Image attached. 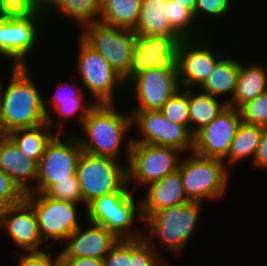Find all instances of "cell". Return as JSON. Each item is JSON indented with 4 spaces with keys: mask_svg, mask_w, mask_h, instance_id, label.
I'll list each match as a JSON object with an SVG mask.
<instances>
[{
    "mask_svg": "<svg viewBox=\"0 0 267 266\" xmlns=\"http://www.w3.org/2000/svg\"><path fill=\"white\" fill-rule=\"evenodd\" d=\"M11 70L12 75L5 90L0 83V110L6 134L46 122L56 129L47 104L32 80L28 65L12 66Z\"/></svg>",
    "mask_w": 267,
    "mask_h": 266,
    "instance_id": "1",
    "label": "cell"
},
{
    "mask_svg": "<svg viewBox=\"0 0 267 266\" xmlns=\"http://www.w3.org/2000/svg\"><path fill=\"white\" fill-rule=\"evenodd\" d=\"M115 106L95 103L88 111L81 125L85 137H77L82 151L118 160L121 144L132 126V116L121 114Z\"/></svg>",
    "mask_w": 267,
    "mask_h": 266,
    "instance_id": "2",
    "label": "cell"
},
{
    "mask_svg": "<svg viewBox=\"0 0 267 266\" xmlns=\"http://www.w3.org/2000/svg\"><path fill=\"white\" fill-rule=\"evenodd\" d=\"M132 194L131 190L117 191L96 198L85 208L88 223L102 225L118 239L144 237L143 231L132 226L137 217L143 221L141 201L137 203Z\"/></svg>",
    "mask_w": 267,
    "mask_h": 266,
    "instance_id": "3",
    "label": "cell"
},
{
    "mask_svg": "<svg viewBox=\"0 0 267 266\" xmlns=\"http://www.w3.org/2000/svg\"><path fill=\"white\" fill-rule=\"evenodd\" d=\"M180 160L178 170L190 201L203 203L225 194L229 170L223 160L201 157L193 152Z\"/></svg>",
    "mask_w": 267,
    "mask_h": 266,
    "instance_id": "4",
    "label": "cell"
},
{
    "mask_svg": "<svg viewBox=\"0 0 267 266\" xmlns=\"http://www.w3.org/2000/svg\"><path fill=\"white\" fill-rule=\"evenodd\" d=\"M117 161L111 157L96 156L82 151L76 174L86 207L103 195L131 189L127 185L126 167H122Z\"/></svg>",
    "mask_w": 267,
    "mask_h": 266,
    "instance_id": "5",
    "label": "cell"
},
{
    "mask_svg": "<svg viewBox=\"0 0 267 266\" xmlns=\"http://www.w3.org/2000/svg\"><path fill=\"white\" fill-rule=\"evenodd\" d=\"M202 205V202L189 201L170 206L151 214L144 223L152 232L151 237L157 236L159 245L178 254L193 234Z\"/></svg>",
    "mask_w": 267,
    "mask_h": 266,
    "instance_id": "6",
    "label": "cell"
},
{
    "mask_svg": "<svg viewBox=\"0 0 267 266\" xmlns=\"http://www.w3.org/2000/svg\"><path fill=\"white\" fill-rule=\"evenodd\" d=\"M127 144L128 186L132 181H135L137 185H149L179 168V153L183 152L176 148L134 143L132 139Z\"/></svg>",
    "mask_w": 267,
    "mask_h": 266,
    "instance_id": "7",
    "label": "cell"
},
{
    "mask_svg": "<svg viewBox=\"0 0 267 266\" xmlns=\"http://www.w3.org/2000/svg\"><path fill=\"white\" fill-rule=\"evenodd\" d=\"M62 124L64 122L60 123V127L57 128L59 131L56 130L57 134L48 143L38 162L37 185L32 187V193H44L57 181L71 180V176L76 173L82 149L76 135L67 136V139L62 138Z\"/></svg>",
    "mask_w": 267,
    "mask_h": 266,
    "instance_id": "8",
    "label": "cell"
},
{
    "mask_svg": "<svg viewBox=\"0 0 267 266\" xmlns=\"http://www.w3.org/2000/svg\"><path fill=\"white\" fill-rule=\"evenodd\" d=\"M135 31L100 21L82 27L80 38L98 52L123 78L128 74Z\"/></svg>",
    "mask_w": 267,
    "mask_h": 266,
    "instance_id": "9",
    "label": "cell"
},
{
    "mask_svg": "<svg viewBox=\"0 0 267 266\" xmlns=\"http://www.w3.org/2000/svg\"><path fill=\"white\" fill-rule=\"evenodd\" d=\"M79 40L77 73L81 76L83 89L86 87L85 89L89 90L91 97L96 99V104L115 103L114 93H117L119 88L126 90L123 77L98 52L81 38Z\"/></svg>",
    "mask_w": 267,
    "mask_h": 266,
    "instance_id": "10",
    "label": "cell"
},
{
    "mask_svg": "<svg viewBox=\"0 0 267 266\" xmlns=\"http://www.w3.org/2000/svg\"><path fill=\"white\" fill-rule=\"evenodd\" d=\"M25 200L37 215L39 234L43 242H48L49 239L65 241L81 226L77 217V203L32 192L25 194Z\"/></svg>",
    "mask_w": 267,
    "mask_h": 266,
    "instance_id": "11",
    "label": "cell"
},
{
    "mask_svg": "<svg viewBox=\"0 0 267 266\" xmlns=\"http://www.w3.org/2000/svg\"><path fill=\"white\" fill-rule=\"evenodd\" d=\"M183 38L180 35H141L135 33L132 60L128 74L123 78L127 83L139 72L151 68L177 70L178 51Z\"/></svg>",
    "mask_w": 267,
    "mask_h": 266,
    "instance_id": "12",
    "label": "cell"
},
{
    "mask_svg": "<svg viewBox=\"0 0 267 266\" xmlns=\"http://www.w3.org/2000/svg\"><path fill=\"white\" fill-rule=\"evenodd\" d=\"M132 126L143 136L134 143L153 144L176 148L182 152H193L194 135L189 125H177L165 118L160 110L130 111Z\"/></svg>",
    "mask_w": 267,
    "mask_h": 266,
    "instance_id": "13",
    "label": "cell"
},
{
    "mask_svg": "<svg viewBox=\"0 0 267 266\" xmlns=\"http://www.w3.org/2000/svg\"><path fill=\"white\" fill-rule=\"evenodd\" d=\"M125 86L127 94L132 93V98L138 100L137 106L132 107L131 111L160 110L164 103L181 88L177 70L154 68L139 72Z\"/></svg>",
    "mask_w": 267,
    "mask_h": 266,
    "instance_id": "14",
    "label": "cell"
},
{
    "mask_svg": "<svg viewBox=\"0 0 267 266\" xmlns=\"http://www.w3.org/2000/svg\"><path fill=\"white\" fill-rule=\"evenodd\" d=\"M45 20L48 22L46 17L0 19V56L11 58L13 66L28 65L26 57L34 53L35 44L40 41L39 36L43 35L42 26L45 25L42 24Z\"/></svg>",
    "mask_w": 267,
    "mask_h": 266,
    "instance_id": "15",
    "label": "cell"
},
{
    "mask_svg": "<svg viewBox=\"0 0 267 266\" xmlns=\"http://www.w3.org/2000/svg\"><path fill=\"white\" fill-rule=\"evenodd\" d=\"M241 122L239 109L227 105L209 125L194 135L193 153L224 160Z\"/></svg>",
    "mask_w": 267,
    "mask_h": 266,
    "instance_id": "16",
    "label": "cell"
},
{
    "mask_svg": "<svg viewBox=\"0 0 267 266\" xmlns=\"http://www.w3.org/2000/svg\"><path fill=\"white\" fill-rule=\"evenodd\" d=\"M205 39V37H201L181 41L177 62L181 88L198 89L206 81L215 64L220 60L219 58L222 57L218 55L219 53H214L212 47L209 48L208 41L205 42Z\"/></svg>",
    "mask_w": 267,
    "mask_h": 266,
    "instance_id": "17",
    "label": "cell"
},
{
    "mask_svg": "<svg viewBox=\"0 0 267 266\" xmlns=\"http://www.w3.org/2000/svg\"><path fill=\"white\" fill-rule=\"evenodd\" d=\"M146 234L137 239H119L102 259L103 266H169Z\"/></svg>",
    "mask_w": 267,
    "mask_h": 266,
    "instance_id": "18",
    "label": "cell"
},
{
    "mask_svg": "<svg viewBox=\"0 0 267 266\" xmlns=\"http://www.w3.org/2000/svg\"><path fill=\"white\" fill-rule=\"evenodd\" d=\"M2 228L11 240L26 252L43 250L39 248L43 241L39 234L37 215L25 199L8 208L1 224Z\"/></svg>",
    "mask_w": 267,
    "mask_h": 266,
    "instance_id": "19",
    "label": "cell"
},
{
    "mask_svg": "<svg viewBox=\"0 0 267 266\" xmlns=\"http://www.w3.org/2000/svg\"><path fill=\"white\" fill-rule=\"evenodd\" d=\"M87 230L79 227L66 240L68 245L60 251L61 258H99L103 259L119 240L102 225L90 223Z\"/></svg>",
    "mask_w": 267,
    "mask_h": 266,
    "instance_id": "20",
    "label": "cell"
},
{
    "mask_svg": "<svg viewBox=\"0 0 267 266\" xmlns=\"http://www.w3.org/2000/svg\"><path fill=\"white\" fill-rule=\"evenodd\" d=\"M147 188L144 199H140L143 221L159 210L190 201L184 191L179 170L149 184Z\"/></svg>",
    "mask_w": 267,
    "mask_h": 266,
    "instance_id": "21",
    "label": "cell"
},
{
    "mask_svg": "<svg viewBox=\"0 0 267 266\" xmlns=\"http://www.w3.org/2000/svg\"><path fill=\"white\" fill-rule=\"evenodd\" d=\"M37 168L38 163L26 157L8 135L0 139V169L25 194L33 187L29 180H37Z\"/></svg>",
    "mask_w": 267,
    "mask_h": 266,
    "instance_id": "22",
    "label": "cell"
},
{
    "mask_svg": "<svg viewBox=\"0 0 267 266\" xmlns=\"http://www.w3.org/2000/svg\"><path fill=\"white\" fill-rule=\"evenodd\" d=\"M267 90V67L259 64H242L237 76L236 88L227 104L239 109Z\"/></svg>",
    "mask_w": 267,
    "mask_h": 266,
    "instance_id": "23",
    "label": "cell"
},
{
    "mask_svg": "<svg viewBox=\"0 0 267 266\" xmlns=\"http://www.w3.org/2000/svg\"><path fill=\"white\" fill-rule=\"evenodd\" d=\"M239 70V61L228 56L226 58H220L206 81L198 89L217 98L228 94L229 99L224 100L228 104L236 88Z\"/></svg>",
    "mask_w": 267,
    "mask_h": 266,
    "instance_id": "24",
    "label": "cell"
},
{
    "mask_svg": "<svg viewBox=\"0 0 267 266\" xmlns=\"http://www.w3.org/2000/svg\"><path fill=\"white\" fill-rule=\"evenodd\" d=\"M135 33L141 35H179L168 21V0H142Z\"/></svg>",
    "mask_w": 267,
    "mask_h": 266,
    "instance_id": "25",
    "label": "cell"
},
{
    "mask_svg": "<svg viewBox=\"0 0 267 266\" xmlns=\"http://www.w3.org/2000/svg\"><path fill=\"white\" fill-rule=\"evenodd\" d=\"M55 9L58 10L57 13L73 18L82 29V26L99 21L101 0H44L41 10L45 17L50 15V10L56 12Z\"/></svg>",
    "mask_w": 267,
    "mask_h": 266,
    "instance_id": "26",
    "label": "cell"
},
{
    "mask_svg": "<svg viewBox=\"0 0 267 266\" xmlns=\"http://www.w3.org/2000/svg\"><path fill=\"white\" fill-rule=\"evenodd\" d=\"M218 100L220 99L200 89H189V124H191L189 129L193 135L204 126L209 125L221 110L227 106L225 101L222 100L220 103Z\"/></svg>",
    "mask_w": 267,
    "mask_h": 266,
    "instance_id": "27",
    "label": "cell"
},
{
    "mask_svg": "<svg viewBox=\"0 0 267 266\" xmlns=\"http://www.w3.org/2000/svg\"><path fill=\"white\" fill-rule=\"evenodd\" d=\"M68 82H62L58 83L55 94L49 98L51 107L53 106V110L58 114V117H60L61 121H65L66 119H71V117H74L76 115V112L79 113V116L77 115V118H79V122L82 124L84 118L86 117L88 111L93 107L95 102H91L90 104L84 103V96L85 92L83 88L79 87L76 83L72 84L71 88L74 90H70L68 87L65 88L63 85H68ZM75 86V87H74ZM62 87V88H61ZM64 87V90H63ZM74 87V88H73ZM76 87H79L76 89ZM61 88V89H59ZM66 89L70 91H66ZM63 91V92H62ZM78 91V92H76ZM87 105V106H86Z\"/></svg>",
    "mask_w": 267,
    "mask_h": 266,
    "instance_id": "28",
    "label": "cell"
},
{
    "mask_svg": "<svg viewBox=\"0 0 267 266\" xmlns=\"http://www.w3.org/2000/svg\"><path fill=\"white\" fill-rule=\"evenodd\" d=\"M50 131L51 127L46 122L35 127L16 129L7 135L26 157L38 163L45 152L46 146L56 135Z\"/></svg>",
    "mask_w": 267,
    "mask_h": 266,
    "instance_id": "29",
    "label": "cell"
},
{
    "mask_svg": "<svg viewBox=\"0 0 267 266\" xmlns=\"http://www.w3.org/2000/svg\"><path fill=\"white\" fill-rule=\"evenodd\" d=\"M142 0H101L99 21L116 27L135 29Z\"/></svg>",
    "mask_w": 267,
    "mask_h": 266,
    "instance_id": "30",
    "label": "cell"
},
{
    "mask_svg": "<svg viewBox=\"0 0 267 266\" xmlns=\"http://www.w3.org/2000/svg\"><path fill=\"white\" fill-rule=\"evenodd\" d=\"M262 132V126L242 121L231 142L229 154L223 160L224 164L229 167L233 163L236 164V162L248 159L249 157H252L254 160Z\"/></svg>",
    "mask_w": 267,
    "mask_h": 266,
    "instance_id": "31",
    "label": "cell"
},
{
    "mask_svg": "<svg viewBox=\"0 0 267 266\" xmlns=\"http://www.w3.org/2000/svg\"><path fill=\"white\" fill-rule=\"evenodd\" d=\"M168 21L171 27L183 39H197L203 37L199 32L200 28H197L198 23L195 20L193 12L173 0H168Z\"/></svg>",
    "mask_w": 267,
    "mask_h": 266,
    "instance_id": "32",
    "label": "cell"
},
{
    "mask_svg": "<svg viewBox=\"0 0 267 266\" xmlns=\"http://www.w3.org/2000/svg\"><path fill=\"white\" fill-rule=\"evenodd\" d=\"M165 118L177 125H189V89L180 88L162 106Z\"/></svg>",
    "mask_w": 267,
    "mask_h": 266,
    "instance_id": "33",
    "label": "cell"
},
{
    "mask_svg": "<svg viewBox=\"0 0 267 266\" xmlns=\"http://www.w3.org/2000/svg\"><path fill=\"white\" fill-rule=\"evenodd\" d=\"M45 17L33 0H0V19L17 20Z\"/></svg>",
    "mask_w": 267,
    "mask_h": 266,
    "instance_id": "34",
    "label": "cell"
},
{
    "mask_svg": "<svg viewBox=\"0 0 267 266\" xmlns=\"http://www.w3.org/2000/svg\"><path fill=\"white\" fill-rule=\"evenodd\" d=\"M241 119L248 124L267 126V90L239 108Z\"/></svg>",
    "mask_w": 267,
    "mask_h": 266,
    "instance_id": "35",
    "label": "cell"
},
{
    "mask_svg": "<svg viewBox=\"0 0 267 266\" xmlns=\"http://www.w3.org/2000/svg\"><path fill=\"white\" fill-rule=\"evenodd\" d=\"M44 194L57 200H64L77 204L80 202V204H83V198L76 173L71 176V180L57 181V183L50 186Z\"/></svg>",
    "mask_w": 267,
    "mask_h": 266,
    "instance_id": "36",
    "label": "cell"
},
{
    "mask_svg": "<svg viewBox=\"0 0 267 266\" xmlns=\"http://www.w3.org/2000/svg\"><path fill=\"white\" fill-rule=\"evenodd\" d=\"M231 0H196L194 8V17L197 23L201 21L203 17L219 18L229 13ZM202 15V16H200ZM201 17V18H200ZM200 19V21H199Z\"/></svg>",
    "mask_w": 267,
    "mask_h": 266,
    "instance_id": "37",
    "label": "cell"
},
{
    "mask_svg": "<svg viewBox=\"0 0 267 266\" xmlns=\"http://www.w3.org/2000/svg\"><path fill=\"white\" fill-rule=\"evenodd\" d=\"M43 249L31 251L18 256V266H61L60 253L53 258V253Z\"/></svg>",
    "mask_w": 267,
    "mask_h": 266,
    "instance_id": "38",
    "label": "cell"
},
{
    "mask_svg": "<svg viewBox=\"0 0 267 266\" xmlns=\"http://www.w3.org/2000/svg\"><path fill=\"white\" fill-rule=\"evenodd\" d=\"M0 198L10 206L18 204L25 199V193L18 185L0 169Z\"/></svg>",
    "mask_w": 267,
    "mask_h": 266,
    "instance_id": "39",
    "label": "cell"
},
{
    "mask_svg": "<svg viewBox=\"0 0 267 266\" xmlns=\"http://www.w3.org/2000/svg\"><path fill=\"white\" fill-rule=\"evenodd\" d=\"M252 162L254 166L267 171V126L263 127L257 152Z\"/></svg>",
    "mask_w": 267,
    "mask_h": 266,
    "instance_id": "40",
    "label": "cell"
},
{
    "mask_svg": "<svg viewBox=\"0 0 267 266\" xmlns=\"http://www.w3.org/2000/svg\"><path fill=\"white\" fill-rule=\"evenodd\" d=\"M61 266H103L99 258H61Z\"/></svg>",
    "mask_w": 267,
    "mask_h": 266,
    "instance_id": "41",
    "label": "cell"
},
{
    "mask_svg": "<svg viewBox=\"0 0 267 266\" xmlns=\"http://www.w3.org/2000/svg\"><path fill=\"white\" fill-rule=\"evenodd\" d=\"M9 207L10 205L4 199L0 198V225L2 224Z\"/></svg>",
    "mask_w": 267,
    "mask_h": 266,
    "instance_id": "42",
    "label": "cell"
},
{
    "mask_svg": "<svg viewBox=\"0 0 267 266\" xmlns=\"http://www.w3.org/2000/svg\"><path fill=\"white\" fill-rule=\"evenodd\" d=\"M173 1H175L179 5H183V6L187 7L188 9H190L194 13L196 0H173Z\"/></svg>",
    "mask_w": 267,
    "mask_h": 266,
    "instance_id": "43",
    "label": "cell"
},
{
    "mask_svg": "<svg viewBox=\"0 0 267 266\" xmlns=\"http://www.w3.org/2000/svg\"><path fill=\"white\" fill-rule=\"evenodd\" d=\"M7 136L5 129H4V125L2 122V118H1V110H0V139Z\"/></svg>",
    "mask_w": 267,
    "mask_h": 266,
    "instance_id": "44",
    "label": "cell"
},
{
    "mask_svg": "<svg viewBox=\"0 0 267 266\" xmlns=\"http://www.w3.org/2000/svg\"><path fill=\"white\" fill-rule=\"evenodd\" d=\"M40 8H42L44 0H33Z\"/></svg>",
    "mask_w": 267,
    "mask_h": 266,
    "instance_id": "45",
    "label": "cell"
}]
</instances>
